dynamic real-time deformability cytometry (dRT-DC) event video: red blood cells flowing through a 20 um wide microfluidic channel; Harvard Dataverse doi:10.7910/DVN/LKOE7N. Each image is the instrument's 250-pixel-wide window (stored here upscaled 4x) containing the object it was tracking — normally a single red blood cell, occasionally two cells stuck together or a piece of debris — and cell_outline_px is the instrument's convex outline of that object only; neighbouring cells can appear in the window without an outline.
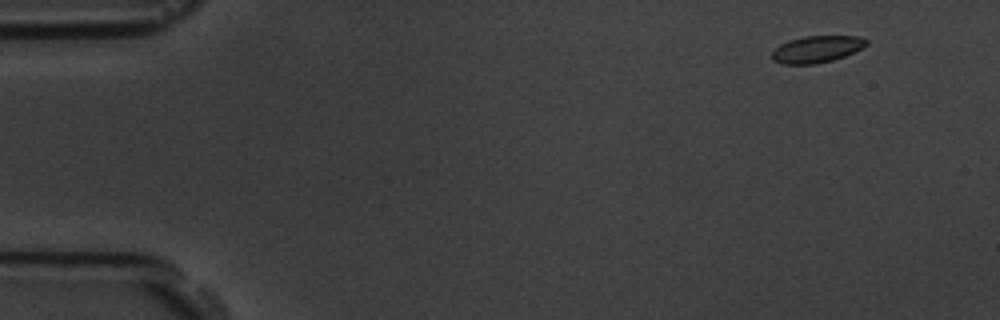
{"species": "common noctule bat (a hibernating species)", "species_latin": "Nyctalus noctula", "temperature_condition": "room temperature", "stored_images_in_passage": 4, "camera_frame_rate_fps": 3000, "um_per_image_px": 0.085, "animal": {"sex": "male", "body_mass_g": 19.5, "forearm_length_mm": 54.6}, "frame": {"image": 1, "passage_image": 1, "time_ms": 0.0, "image_size_px": [1000, 320], "cell_outline_px": [[868, 44], [844, 56], [832, 60], [816, 64], [780, 64], [772, 60], [772, 52], [780, 44], [788, 40], [804, 36], [860, 36], [868, 40]], "centroid_in_image_um": [69.39, 4.18], "position_along_channel_um": 15.6, "area_um2": 14.74}}